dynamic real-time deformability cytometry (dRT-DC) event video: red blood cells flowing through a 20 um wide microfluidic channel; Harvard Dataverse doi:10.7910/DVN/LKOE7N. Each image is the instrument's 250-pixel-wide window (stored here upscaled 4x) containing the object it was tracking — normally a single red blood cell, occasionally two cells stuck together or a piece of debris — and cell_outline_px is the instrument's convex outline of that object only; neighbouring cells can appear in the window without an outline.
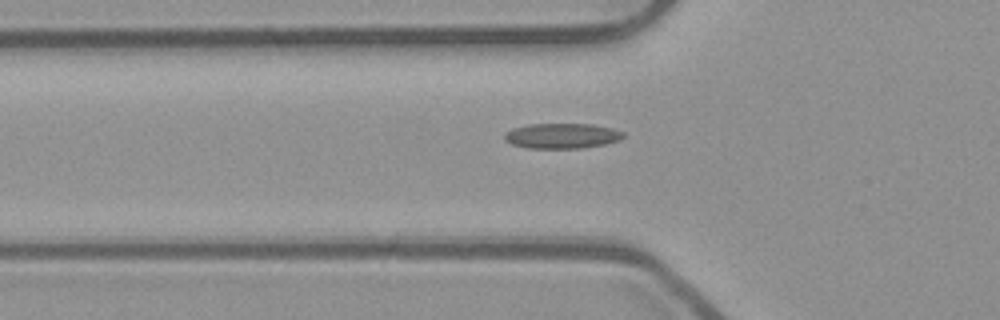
{"species": "common noctule bat (a hibernating species)", "species_latin": "Nyctalus noctula", "temperature_condition": "room temperature", "stored_images_in_passage": 39, "camera_frame_rate_fps": 3000, "um_per_image_px": 0.085, "animal": {"sex": "male", "body_mass_g": 23.1, "forearm_length_mm": 52.7}, "frame": {"image": 1, "passage_image": 5, "time_ms": 1.333, "image_size_px": [1000, 320], "cell_outline_px": [[624, 136], [620, 140], [604, 144], [584, 148], [528, 148], [512, 144], [504, 140], [504, 136], [512, 128], [528, 124], [592, 124], [612, 128], [624, 132]], "centroid_in_image_um": [47.78, 11.54], "position_along_channel_um": 78.0, "area_um2": 17.46}}
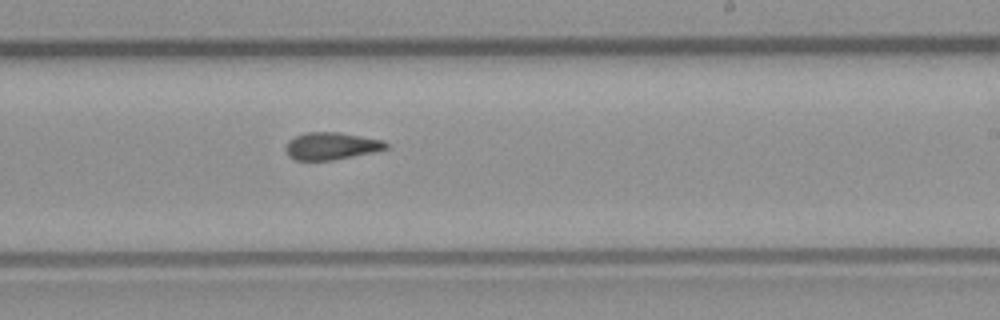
{"frame": {"image": 2, "passage_image": 19, "time_ms": 6.0, "image_size_px": [1000, 320], "cell_outline_px": [[388, 148], [372, 152], [332, 160], [296, 160], [288, 156], [284, 148], [288, 140], [304, 132], [340, 132], [384, 140], [388, 144]], "centroid_in_image_um": [28.13, 12.4], "position_along_channel_um": 260.9, "area_um2": 16.01}}
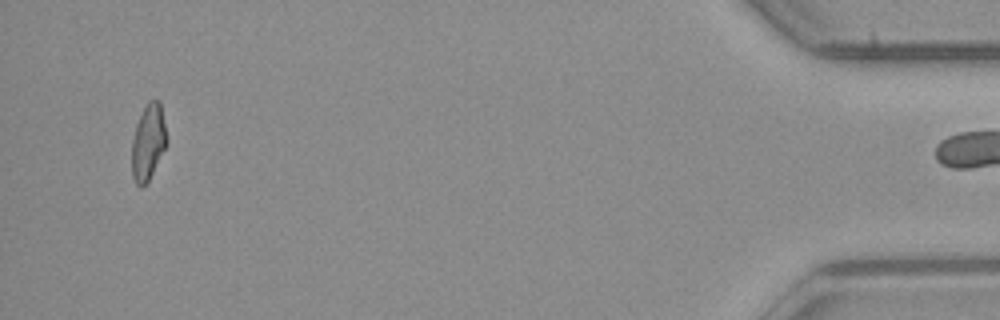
{"frame": {"image": 3, "passage_image": 38, "time_ms": 12.333, "image_size_px": [1000, 320], "cell_outline_px": [[168, 140], [148, 180], [140, 188], [136, 184], [132, 176], [132, 140], [136, 124], [148, 100], [160, 100]], "centroid_in_image_um": [12.59, 12.05], "position_along_channel_um": 422.6, "area_um2": 15.2}}